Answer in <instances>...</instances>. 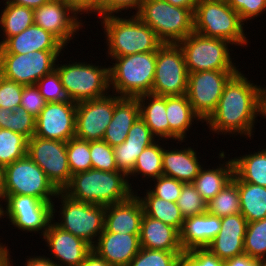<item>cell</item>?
I'll return each instance as SVG.
<instances>
[{
	"label": "cell",
	"instance_id": "obj_1",
	"mask_svg": "<svg viewBox=\"0 0 266 266\" xmlns=\"http://www.w3.org/2000/svg\"><path fill=\"white\" fill-rule=\"evenodd\" d=\"M238 71L225 84L216 109L204 121L209 132L253 139L263 87ZM257 84V85H256Z\"/></svg>",
	"mask_w": 266,
	"mask_h": 266
},
{
	"label": "cell",
	"instance_id": "obj_2",
	"mask_svg": "<svg viewBox=\"0 0 266 266\" xmlns=\"http://www.w3.org/2000/svg\"><path fill=\"white\" fill-rule=\"evenodd\" d=\"M122 14L98 18L101 19L99 22L103 27L102 31L104 30V43L108 46L105 55L108 59L157 51L164 44L134 11L131 16L123 17L124 13Z\"/></svg>",
	"mask_w": 266,
	"mask_h": 266
},
{
	"label": "cell",
	"instance_id": "obj_3",
	"mask_svg": "<svg viewBox=\"0 0 266 266\" xmlns=\"http://www.w3.org/2000/svg\"><path fill=\"white\" fill-rule=\"evenodd\" d=\"M62 192L77 201L108 206L127 200L135 190L121 171L89 169L72 175Z\"/></svg>",
	"mask_w": 266,
	"mask_h": 266
},
{
	"label": "cell",
	"instance_id": "obj_4",
	"mask_svg": "<svg viewBox=\"0 0 266 266\" xmlns=\"http://www.w3.org/2000/svg\"><path fill=\"white\" fill-rule=\"evenodd\" d=\"M111 61L112 65L108 66L111 93L129 98L151 94L156 69V51L114 57Z\"/></svg>",
	"mask_w": 266,
	"mask_h": 266
},
{
	"label": "cell",
	"instance_id": "obj_5",
	"mask_svg": "<svg viewBox=\"0 0 266 266\" xmlns=\"http://www.w3.org/2000/svg\"><path fill=\"white\" fill-rule=\"evenodd\" d=\"M193 20L196 33L227 40L234 46L248 47L245 24L226 0H198Z\"/></svg>",
	"mask_w": 266,
	"mask_h": 266
},
{
	"label": "cell",
	"instance_id": "obj_6",
	"mask_svg": "<svg viewBox=\"0 0 266 266\" xmlns=\"http://www.w3.org/2000/svg\"><path fill=\"white\" fill-rule=\"evenodd\" d=\"M83 61L70 60L67 64L64 61L59 64L62 61L57 60L55 68L69 100L76 103L100 98L110 92L109 67Z\"/></svg>",
	"mask_w": 266,
	"mask_h": 266
},
{
	"label": "cell",
	"instance_id": "obj_7",
	"mask_svg": "<svg viewBox=\"0 0 266 266\" xmlns=\"http://www.w3.org/2000/svg\"><path fill=\"white\" fill-rule=\"evenodd\" d=\"M55 199L61 204H59L60 207L56 206L60 208L58 212V209L53 206L54 223L93 246L104 231L106 206L74 200L62 191L58 192ZM56 212L60 213L57 218L59 222L54 220L57 216Z\"/></svg>",
	"mask_w": 266,
	"mask_h": 266
},
{
	"label": "cell",
	"instance_id": "obj_8",
	"mask_svg": "<svg viewBox=\"0 0 266 266\" xmlns=\"http://www.w3.org/2000/svg\"><path fill=\"white\" fill-rule=\"evenodd\" d=\"M58 192L45 172L28 155L3 168L0 195H29L56 206L54 198Z\"/></svg>",
	"mask_w": 266,
	"mask_h": 266
},
{
	"label": "cell",
	"instance_id": "obj_9",
	"mask_svg": "<svg viewBox=\"0 0 266 266\" xmlns=\"http://www.w3.org/2000/svg\"><path fill=\"white\" fill-rule=\"evenodd\" d=\"M164 43L177 44L194 31L193 12L165 0H144L136 14Z\"/></svg>",
	"mask_w": 266,
	"mask_h": 266
},
{
	"label": "cell",
	"instance_id": "obj_10",
	"mask_svg": "<svg viewBox=\"0 0 266 266\" xmlns=\"http://www.w3.org/2000/svg\"><path fill=\"white\" fill-rule=\"evenodd\" d=\"M182 49L189 73L211 70H241L232 58L229 41L192 32L177 43Z\"/></svg>",
	"mask_w": 266,
	"mask_h": 266
},
{
	"label": "cell",
	"instance_id": "obj_11",
	"mask_svg": "<svg viewBox=\"0 0 266 266\" xmlns=\"http://www.w3.org/2000/svg\"><path fill=\"white\" fill-rule=\"evenodd\" d=\"M5 217L13 229L43 236L53 221V203L29 195H0V218Z\"/></svg>",
	"mask_w": 266,
	"mask_h": 266
},
{
	"label": "cell",
	"instance_id": "obj_12",
	"mask_svg": "<svg viewBox=\"0 0 266 266\" xmlns=\"http://www.w3.org/2000/svg\"><path fill=\"white\" fill-rule=\"evenodd\" d=\"M64 52L66 50L0 54V75L22 85H34L43 76L55 70L57 60L61 59L59 57L63 56Z\"/></svg>",
	"mask_w": 266,
	"mask_h": 266
},
{
	"label": "cell",
	"instance_id": "obj_13",
	"mask_svg": "<svg viewBox=\"0 0 266 266\" xmlns=\"http://www.w3.org/2000/svg\"><path fill=\"white\" fill-rule=\"evenodd\" d=\"M185 58L178 44L166 43L156 51V69L151 94L185 95L188 87Z\"/></svg>",
	"mask_w": 266,
	"mask_h": 266
},
{
	"label": "cell",
	"instance_id": "obj_14",
	"mask_svg": "<svg viewBox=\"0 0 266 266\" xmlns=\"http://www.w3.org/2000/svg\"><path fill=\"white\" fill-rule=\"evenodd\" d=\"M239 70H211L188 75L186 95L193 111L204 122L216 109L225 84Z\"/></svg>",
	"mask_w": 266,
	"mask_h": 266
},
{
	"label": "cell",
	"instance_id": "obj_15",
	"mask_svg": "<svg viewBox=\"0 0 266 266\" xmlns=\"http://www.w3.org/2000/svg\"><path fill=\"white\" fill-rule=\"evenodd\" d=\"M27 155L45 172L58 191H63L69 184L72 174L66 142L33 136L27 142Z\"/></svg>",
	"mask_w": 266,
	"mask_h": 266
},
{
	"label": "cell",
	"instance_id": "obj_16",
	"mask_svg": "<svg viewBox=\"0 0 266 266\" xmlns=\"http://www.w3.org/2000/svg\"><path fill=\"white\" fill-rule=\"evenodd\" d=\"M34 24L54 35L65 47L85 26L84 16L68 0H50L33 10ZM81 18V19H79ZM83 23H82V22Z\"/></svg>",
	"mask_w": 266,
	"mask_h": 266
},
{
	"label": "cell",
	"instance_id": "obj_17",
	"mask_svg": "<svg viewBox=\"0 0 266 266\" xmlns=\"http://www.w3.org/2000/svg\"><path fill=\"white\" fill-rule=\"evenodd\" d=\"M114 95V96H113ZM122 97L107 95L77 103L75 137L85 141H101L110 124L115 104Z\"/></svg>",
	"mask_w": 266,
	"mask_h": 266
},
{
	"label": "cell",
	"instance_id": "obj_18",
	"mask_svg": "<svg viewBox=\"0 0 266 266\" xmlns=\"http://www.w3.org/2000/svg\"><path fill=\"white\" fill-rule=\"evenodd\" d=\"M76 110L77 103L70 100L46 103L36 117L34 136L62 142L74 138Z\"/></svg>",
	"mask_w": 266,
	"mask_h": 266
},
{
	"label": "cell",
	"instance_id": "obj_19",
	"mask_svg": "<svg viewBox=\"0 0 266 266\" xmlns=\"http://www.w3.org/2000/svg\"><path fill=\"white\" fill-rule=\"evenodd\" d=\"M41 238L49 249L50 259L58 266H80L92 251L87 242L63 230L54 221Z\"/></svg>",
	"mask_w": 266,
	"mask_h": 266
},
{
	"label": "cell",
	"instance_id": "obj_20",
	"mask_svg": "<svg viewBox=\"0 0 266 266\" xmlns=\"http://www.w3.org/2000/svg\"><path fill=\"white\" fill-rule=\"evenodd\" d=\"M247 225L241 213L222 217L219 233L206 248L223 261L244 254Z\"/></svg>",
	"mask_w": 266,
	"mask_h": 266
},
{
	"label": "cell",
	"instance_id": "obj_21",
	"mask_svg": "<svg viewBox=\"0 0 266 266\" xmlns=\"http://www.w3.org/2000/svg\"><path fill=\"white\" fill-rule=\"evenodd\" d=\"M139 236L111 233L104 228L92 250L112 266H128L141 248Z\"/></svg>",
	"mask_w": 266,
	"mask_h": 266
},
{
	"label": "cell",
	"instance_id": "obj_22",
	"mask_svg": "<svg viewBox=\"0 0 266 266\" xmlns=\"http://www.w3.org/2000/svg\"><path fill=\"white\" fill-rule=\"evenodd\" d=\"M143 214L142 203L133 193L125 201L106 206L104 228L111 233L140 234Z\"/></svg>",
	"mask_w": 266,
	"mask_h": 266
},
{
	"label": "cell",
	"instance_id": "obj_23",
	"mask_svg": "<svg viewBox=\"0 0 266 266\" xmlns=\"http://www.w3.org/2000/svg\"><path fill=\"white\" fill-rule=\"evenodd\" d=\"M156 140L150 128L139 117L129 130L125 141L113 147L118 171L128 176L132 172L141 152Z\"/></svg>",
	"mask_w": 266,
	"mask_h": 266
},
{
	"label": "cell",
	"instance_id": "obj_24",
	"mask_svg": "<svg viewBox=\"0 0 266 266\" xmlns=\"http://www.w3.org/2000/svg\"><path fill=\"white\" fill-rule=\"evenodd\" d=\"M66 47L50 32L32 24L21 33L8 38L0 54H27L43 50H64Z\"/></svg>",
	"mask_w": 266,
	"mask_h": 266
},
{
	"label": "cell",
	"instance_id": "obj_25",
	"mask_svg": "<svg viewBox=\"0 0 266 266\" xmlns=\"http://www.w3.org/2000/svg\"><path fill=\"white\" fill-rule=\"evenodd\" d=\"M163 149L162 166L163 175L173 177L183 183H192L199 174L204 164L200 162V156L192 147H175ZM181 148V149H180ZM180 149V150H179Z\"/></svg>",
	"mask_w": 266,
	"mask_h": 266
},
{
	"label": "cell",
	"instance_id": "obj_26",
	"mask_svg": "<svg viewBox=\"0 0 266 266\" xmlns=\"http://www.w3.org/2000/svg\"><path fill=\"white\" fill-rule=\"evenodd\" d=\"M221 229V218L202 213L184 219L180 231V244L184 251L206 248Z\"/></svg>",
	"mask_w": 266,
	"mask_h": 266
},
{
	"label": "cell",
	"instance_id": "obj_27",
	"mask_svg": "<svg viewBox=\"0 0 266 266\" xmlns=\"http://www.w3.org/2000/svg\"><path fill=\"white\" fill-rule=\"evenodd\" d=\"M140 247L151 250L184 252L180 232L162 221L143 214L140 228Z\"/></svg>",
	"mask_w": 266,
	"mask_h": 266
},
{
	"label": "cell",
	"instance_id": "obj_28",
	"mask_svg": "<svg viewBox=\"0 0 266 266\" xmlns=\"http://www.w3.org/2000/svg\"><path fill=\"white\" fill-rule=\"evenodd\" d=\"M218 155L217 157L220 159L219 165L217 167L212 166V169H210V165L208 166L209 168L202 167L199 174L192 182L193 186L206 203L213 199L229 182H231L234 176L233 159L226 157L227 154L223 150H220Z\"/></svg>",
	"mask_w": 266,
	"mask_h": 266
},
{
	"label": "cell",
	"instance_id": "obj_29",
	"mask_svg": "<svg viewBox=\"0 0 266 266\" xmlns=\"http://www.w3.org/2000/svg\"><path fill=\"white\" fill-rule=\"evenodd\" d=\"M166 116L169 122V140H177L176 144L186 142L187 133L195 122L197 125L204 123L193 111L186 94L166 96Z\"/></svg>",
	"mask_w": 266,
	"mask_h": 266
},
{
	"label": "cell",
	"instance_id": "obj_30",
	"mask_svg": "<svg viewBox=\"0 0 266 266\" xmlns=\"http://www.w3.org/2000/svg\"><path fill=\"white\" fill-rule=\"evenodd\" d=\"M140 117V108L137 98L122 97L114 107L110 124L107 126L103 141L111 147L123 143L129 130Z\"/></svg>",
	"mask_w": 266,
	"mask_h": 266
},
{
	"label": "cell",
	"instance_id": "obj_31",
	"mask_svg": "<svg viewBox=\"0 0 266 266\" xmlns=\"http://www.w3.org/2000/svg\"><path fill=\"white\" fill-rule=\"evenodd\" d=\"M140 118L150 128L152 135L162 142L169 141V122L166 116V96L144 94L137 97Z\"/></svg>",
	"mask_w": 266,
	"mask_h": 266
},
{
	"label": "cell",
	"instance_id": "obj_32",
	"mask_svg": "<svg viewBox=\"0 0 266 266\" xmlns=\"http://www.w3.org/2000/svg\"><path fill=\"white\" fill-rule=\"evenodd\" d=\"M144 190L146 191L142 194L144 196H139L140 194H138L137 190L134 192L142 203L144 214L173 226L180 232L184 223V217L177 203L155 197L147 189Z\"/></svg>",
	"mask_w": 266,
	"mask_h": 266
},
{
	"label": "cell",
	"instance_id": "obj_33",
	"mask_svg": "<svg viewBox=\"0 0 266 266\" xmlns=\"http://www.w3.org/2000/svg\"><path fill=\"white\" fill-rule=\"evenodd\" d=\"M261 149L232 159L234 173L243 182L266 187V147Z\"/></svg>",
	"mask_w": 266,
	"mask_h": 266
},
{
	"label": "cell",
	"instance_id": "obj_34",
	"mask_svg": "<svg viewBox=\"0 0 266 266\" xmlns=\"http://www.w3.org/2000/svg\"><path fill=\"white\" fill-rule=\"evenodd\" d=\"M241 214L248 222L266 218V187L243 182L238 177Z\"/></svg>",
	"mask_w": 266,
	"mask_h": 266
},
{
	"label": "cell",
	"instance_id": "obj_35",
	"mask_svg": "<svg viewBox=\"0 0 266 266\" xmlns=\"http://www.w3.org/2000/svg\"><path fill=\"white\" fill-rule=\"evenodd\" d=\"M0 14V33H2L0 45L8 38L17 35L34 24V12L25 6L5 2Z\"/></svg>",
	"mask_w": 266,
	"mask_h": 266
},
{
	"label": "cell",
	"instance_id": "obj_36",
	"mask_svg": "<svg viewBox=\"0 0 266 266\" xmlns=\"http://www.w3.org/2000/svg\"><path fill=\"white\" fill-rule=\"evenodd\" d=\"M162 142L159 140H156L154 143H152L150 146L146 147L141 154L138 156V159L136 161V164L132 170V172L127 176L129 185L131 189L133 188L132 184L130 183V180H134V177L137 178L138 175L142 177L141 180L150 179L151 180L157 179L159 176L163 175V166H162V154L163 149L165 148L164 145H160Z\"/></svg>",
	"mask_w": 266,
	"mask_h": 266
},
{
	"label": "cell",
	"instance_id": "obj_37",
	"mask_svg": "<svg viewBox=\"0 0 266 266\" xmlns=\"http://www.w3.org/2000/svg\"><path fill=\"white\" fill-rule=\"evenodd\" d=\"M206 212L220 218L241 213L238 192V176L233 179L213 199L206 204Z\"/></svg>",
	"mask_w": 266,
	"mask_h": 266
},
{
	"label": "cell",
	"instance_id": "obj_38",
	"mask_svg": "<svg viewBox=\"0 0 266 266\" xmlns=\"http://www.w3.org/2000/svg\"><path fill=\"white\" fill-rule=\"evenodd\" d=\"M28 139L20 133L0 128V165H6L27 155Z\"/></svg>",
	"mask_w": 266,
	"mask_h": 266
},
{
	"label": "cell",
	"instance_id": "obj_39",
	"mask_svg": "<svg viewBox=\"0 0 266 266\" xmlns=\"http://www.w3.org/2000/svg\"><path fill=\"white\" fill-rule=\"evenodd\" d=\"M244 253L266 262V218L248 222L244 239Z\"/></svg>",
	"mask_w": 266,
	"mask_h": 266
},
{
	"label": "cell",
	"instance_id": "obj_40",
	"mask_svg": "<svg viewBox=\"0 0 266 266\" xmlns=\"http://www.w3.org/2000/svg\"><path fill=\"white\" fill-rule=\"evenodd\" d=\"M66 149L68 165L72 175L92 169L90 141L74 137L66 142Z\"/></svg>",
	"mask_w": 266,
	"mask_h": 266
},
{
	"label": "cell",
	"instance_id": "obj_41",
	"mask_svg": "<svg viewBox=\"0 0 266 266\" xmlns=\"http://www.w3.org/2000/svg\"><path fill=\"white\" fill-rule=\"evenodd\" d=\"M183 253L140 248L128 266H178Z\"/></svg>",
	"mask_w": 266,
	"mask_h": 266
},
{
	"label": "cell",
	"instance_id": "obj_42",
	"mask_svg": "<svg viewBox=\"0 0 266 266\" xmlns=\"http://www.w3.org/2000/svg\"><path fill=\"white\" fill-rule=\"evenodd\" d=\"M176 203L184 219L206 212L207 203L192 183H186L183 185Z\"/></svg>",
	"mask_w": 266,
	"mask_h": 266
},
{
	"label": "cell",
	"instance_id": "obj_43",
	"mask_svg": "<svg viewBox=\"0 0 266 266\" xmlns=\"http://www.w3.org/2000/svg\"><path fill=\"white\" fill-rule=\"evenodd\" d=\"M90 157L92 169L118 171L113 147L105 141H90Z\"/></svg>",
	"mask_w": 266,
	"mask_h": 266
},
{
	"label": "cell",
	"instance_id": "obj_44",
	"mask_svg": "<svg viewBox=\"0 0 266 266\" xmlns=\"http://www.w3.org/2000/svg\"><path fill=\"white\" fill-rule=\"evenodd\" d=\"M35 85L47 103L69 101L56 70L43 76Z\"/></svg>",
	"mask_w": 266,
	"mask_h": 266
},
{
	"label": "cell",
	"instance_id": "obj_45",
	"mask_svg": "<svg viewBox=\"0 0 266 266\" xmlns=\"http://www.w3.org/2000/svg\"><path fill=\"white\" fill-rule=\"evenodd\" d=\"M147 189L153 196L176 203L185 183L169 176H159Z\"/></svg>",
	"mask_w": 266,
	"mask_h": 266
},
{
	"label": "cell",
	"instance_id": "obj_46",
	"mask_svg": "<svg viewBox=\"0 0 266 266\" xmlns=\"http://www.w3.org/2000/svg\"><path fill=\"white\" fill-rule=\"evenodd\" d=\"M36 117L24 108L18 107L8 116L7 129L31 139L35 135Z\"/></svg>",
	"mask_w": 266,
	"mask_h": 266
},
{
	"label": "cell",
	"instance_id": "obj_47",
	"mask_svg": "<svg viewBox=\"0 0 266 266\" xmlns=\"http://www.w3.org/2000/svg\"><path fill=\"white\" fill-rule=\"evenodd\" d=\"M179 266H224V261L207 248L186 250L181 255Z\"/></svg>",
	"mask_w": 266,
	"mask_h": 266
},
{
	"label": "cell",
	"instance_id": "obj_48",
	"mask_svg": "<svg viewBox=\"0 0 266 266\" xmlns=\"http://www.w3.org/2000/svg\"><path fill=\"white\" fill-rule=\"evenodd\" d=\"M143 1L144 0H100L99 6L91 14L95 12L94 16L97 15L101 18L107 15H120L124 10L126 14L129 9L127 15L131 13L130 11H132V9L135 10V14H137L142 7Z\"/></svg>",
	"mask_w": 266,
	"mask_h": 266
},
{
	"label": "cell",
	"instance_id": "obj_49",
	"mask_svg": "<svg viewBox=\"0 0 266 266\" xmlns=\"http://www.w3.org/2000/svg\"><path fill=\"white\" fill-rule=\"evenodd\" d=\"M23 86L0 75V106L13 111L20 107Z\"/></svg>",
	"mask_w": 266,
	"mask_h": 266
},
{
	"label": "cell",
	"instance_id": "obj_50",
	"mask_svg": "<svg viewBox=\"0 0 266 266\" xmlns=\"http://www.w3.org/2000/svg\"><path fill=\"white\" fill-rule=\"evenodd\" d=\"M240 15L241 20L247 24L255 17H260L266 11V0H226Z\"/></svg>",
	"mask_w": 266,
	"mask_h": 266
},
{
	"label": "cell",
	"instance_id": "obj_51",
	"mask_svg": "<svg viewBox=\"0 0 266 266\" xmlns=\"http://www.w3.org/2000/svg\"><path fill=\"white\" fill-rule=\"evenodd\" d=\"M46 101L40 94L38 87L34 85H24L21 96L20 107L24 108L28 113L37 117L41 110L45 107Z\"/></svg>",
	"mask_w": 266,
	"mask_h": 266
},
{
	"label": "cell",
	"instance_id": "obj_52",
	"mask_svg": "<svg viewBox=\"0 0 266 266\" xmlns=\"http://www.w3.org/2000/svg\"><path fill=\"white\" fill-rule=\"evenodd\" d=\"M262 263V261L252 258L244 253L225 260L224 266H260Z\"/></svg>",
	"mask_w": 266,
	"mask_h": 266
},
{
	"label": "cell",
	"instance_id": "obj_53",
	"mask_svg": "<svg viewBox=\"0 0 266 266\" xmlns=\"http://www.w3.org/2000/svg\"><path fill=\"white\" fill-rule=\"evenodd\" d=\"M69 3L82 15L92 13L98 6L100 0H68Z\"/></svg>",
	"mask_w": 266,
	"mask_h": 266
},
{
	"label": "cell",
	"instance_id": "obj_54",
	"mask_svg": "<svg viewBox=\"0 0 266 266\" xmlns=\"http://www.w3.org/2000/svg\"><path fill=\"white\" fill-rule=\"evenodd\" d=\"M12 255H9L10 257V266H13V259H11ZM26 262L24 266H58L56 263H54L49 257L45 255H39V256H26Z\"/></svg>",
	"mask_w": 266,
	"mask_h": 266
},
{
	"label": "cell",
	"instance_id": "obj_55",
	"mask_svg": "<svg viewBox=\"0 0 266 266\" xmlns=\"http://www.w3.org/2000/svg\"><path fill=\"white\" fill-rule=\"evenodd\" d=\"M80 266H112L104 258L98 256L93 250L86 256Z\"/></svg>",
	"mask_w": 266,
	"mask_h": 266
},
{
	"label": "cell",
	"instance_id": "obj_56",
	"mask_svg": "<svg viewBox=\"0 0 266 266\" xmlns=\"http://www.w3.org/2000/svg\"><path fill=\"white\" fill-rule=\"evenodd\" d=\"M4 1L20 6H25L34 10L49 2L50 0H3V3Z\"/></svg>",
	"mask_w": 266,
	"mask_h": 266
},
{
	"label": "cell",
	"instance_id": "obj_57",
	"mask_svg": "<svg viewBox=\"0 0 266 266\" xmlns=\"http://www.w3.org/2000/svg\"><path fill=\"white\" fill-rule=\"evenodd\" d=\"M165 1L174 6L190 9L193 13L195 12L196 5L198 3V0H165Z\"/></svg>",
	"mask_w": 266,
	"mask_h": 266
},
{
	"label": "cell",
	"instance_id": "obj_58",
	"mask_svg": "<svg viewBox=\"0 0 266 266\" xmlns=\"http://www.w3.org/2000/svg\"><path fill=\"white\" fill-rule=\"evenodd\" d=\"M13 110L0 106V128L7 129V119Z\"/></svg>",
	"mask_w": 266,
	"mask_h": 266
},
{
	"label": "cell",
	"instance_id": "obj_59",
	"mask_svg": "<svg viewBox=\"0 0 266 266\" xmlns=\"http://www.w3.org/2000/svg\"><path fill=\"white\" fill-rule=\"evenodd\" d=\"M9 246H5L4 248H0V266H10V253L8 249ZM10 252V253H9Z\"/></svg>",
	"mask_w": 266,
	"mask_h": 266
},
{
	"label": "cell",
	"instance_id": "obj_60",
	"mask_svg": "<svg viewBox=\"0 0 266 266\" xmlns=\"http://www.w3.org/2000/svg\"><path fill=\"white\" fill-rule=\"evenodd\" d=\"M260 117L266 118V86L263 85V90L261 94V111H260Z\"/></svg>",
	"mask_w": 266,
	"mask_h": 266
},
{
	"label": "cell",
	"instance_id": "obj_61",
	"mask_svg": "<svg viewBox=\"0 0 266 266\" xmlns=\"http://www.w3.org/2000/svg\"><path fill=\"white\" fill-rule=\"evenodd\" d=\"M2 173H3V167L0 165V183H1V180H2Z\"/></svg>",
	"mask_w": 266,
	"mask_h": 266
},
{
	"label": "cell",
	"instance_id": "obj_62",
	"mask_svg": "<svg viewBox=\"0 0 266 266\" xmlns=\"http://www.w3.org/2000/svg\"><path fill=\"white\" fill-rule=\"evenodd\" d=\"M5 244L3 242H0V248H4Z\"/></svg>",
	"mask_w": 266,
	"mask_h": 266
},
{
	"label": "cell",
	"instance_id": "obj_63",
	"mask_svg": "<svg viewBox=\"0 0 266 266\" xmlns=\"http://www.w3.org/2000/svg\"><path fill=\"white\" fill-rule=\"evenodd\" d=\"M260 266H266V262H263Z\"/></svg>",
	"mask_w": 266,
	"mask_h": 266
}]
</instances>
